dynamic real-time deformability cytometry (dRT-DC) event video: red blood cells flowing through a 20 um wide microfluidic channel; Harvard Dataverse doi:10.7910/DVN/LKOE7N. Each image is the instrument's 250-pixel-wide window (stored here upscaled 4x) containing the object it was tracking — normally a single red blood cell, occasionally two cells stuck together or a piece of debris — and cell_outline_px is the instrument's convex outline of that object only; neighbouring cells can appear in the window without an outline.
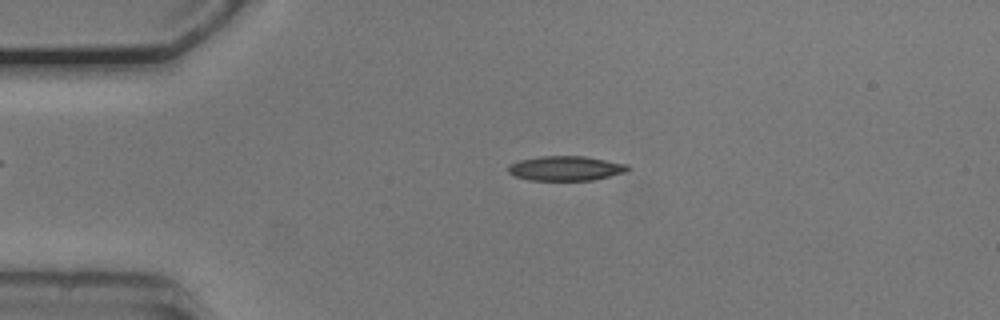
{"species": "common noctule bat (a hibernating species)", "species_latin": "Nyctalus noctula", "temperature_condition": "cold", "stored_images_in_passage": 53, "camera_frame_rate_fps": 3000, "um_per_image_px": 0.085, "animal": {"sex": "male", "body_mass_g": 20.5, "forearm_length_mm": 52.5}, "frame": {"image": 1, "passage_image": 11, "time_ms": 3.333, "image_size_px": [1000, 320], "cell_outline_px": [[632, 168], [628, 172], [592, 180], [528, 180], [512, 176], [508, 172], [508, 164], [520, 160], [540, 156], [584, 156], [628, 164]], "centroid_in_image_um": [48.09, 14.31], "position_along_channel_um": 36.9, "area_um2": 17.4}}
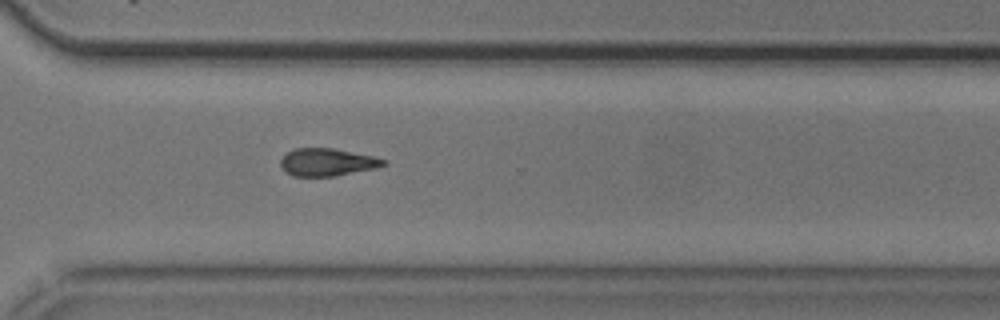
{"frame": {"image": 2, "passage_image": 38, "time_ms": 12.333, "image_size_px": [1000, 320], "cell_outline_px": [[388, 164], [376, 168], [332, 176], [292, 176], [280, 164], [280, 160], [288, 152], [296, 148], [332, 148], [372, 156], [388, 160]], "centroid_in_image_um": [27.84, 13.78], "position_along_channel_um": 342.8, "area_um2": 16.3}}
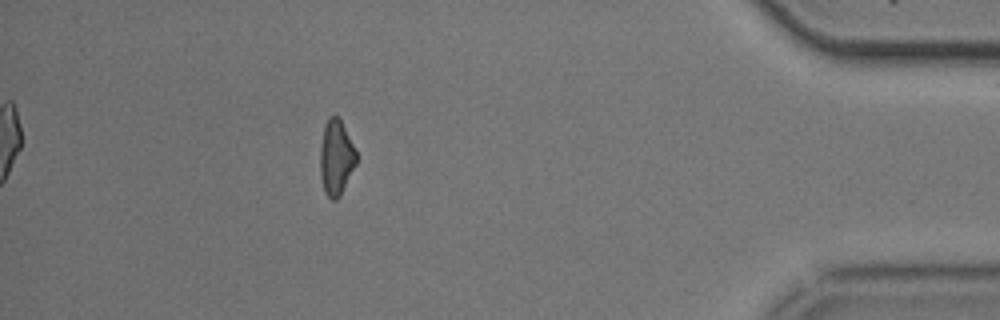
{"frame": {"image": 3, "passage_image": 47, "time_ms": 15.333, "image_size_px": [1000, 320], "cell_outline_px": [[356, 164], [340, 196], [336, 200], [332, 200], [324, 192], [320, 176], [320, 148], [324, 124], [328, 116], [336, 116], [340, 120], [356, 148]], "centroid_in_image_um": [28.56, 13.4], "position_along_channel_um": 406.6, "area_um2": 15.95}, "authors_computed_cell_mechanics": {"area_um2": 16.8776, "velocity_mm_per_s": 3.7586, "shape_relaxation_time_tau1_ms": 3.5472, "shape_relaxation_time_tau2_ms": 6.7753, "deformation_change_tau1": 0.1048, "deformation_change_tau2": 0.1737}}